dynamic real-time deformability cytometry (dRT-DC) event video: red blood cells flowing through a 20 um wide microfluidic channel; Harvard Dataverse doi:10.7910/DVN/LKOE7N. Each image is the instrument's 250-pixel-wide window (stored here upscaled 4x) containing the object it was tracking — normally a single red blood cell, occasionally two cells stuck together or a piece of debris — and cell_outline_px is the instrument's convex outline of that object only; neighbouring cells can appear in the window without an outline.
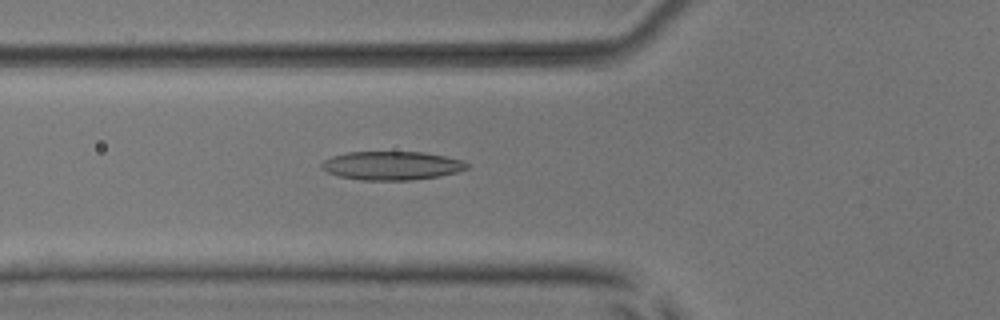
{"species": "common noctule bat (a hibernating species)", "species_latin": "Nyctalus noctula", "temperature_condition": "room temperature", "stored_images_in_passage": 53, "camera_frame_rate_fps": 3000, "um_per_image_px": 0.085, "animal": {"sex": "male", "body_mass_g": 17.9, "forearm_length_mm": 54.2}, "frame": {"image": 1, "passage_image": 20, "time_ms": 6.333, "image_size_px": [1000, 320], "cell_outline_px": [[468, 168], [456, 172], [440, 176], [408, 180], [360, 180], [340, 176], [328, 172], [320, 168], [320, 164], [324, 160], [332, 156], [348, 152], [424, 152], [464, 160], [468, 164]], "centroid_in_image_um": [33.29, 14.07], "position_along_channel_um": 92.5, "area_um2": 24.22}}
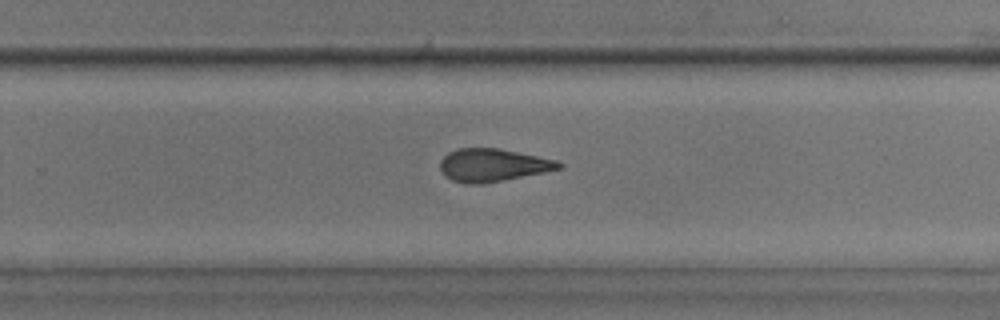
{"frame": {"image": 2, "passage_image": 35, "time_ms": 11.333, "image_size_px": [1000, 320], "cell_outline_px": [[564, 164], [560, 168], [544, 172], [484, 184], [468, 184], [452, 180], [444, 176], [440, 168], [440, 160], [448, 152], [456, 148], [496, 148], [556, 160]], "centroid_in_image_um": [41.83, 14.04], "position_along_channel_um": 288.0, "area_um2": 22.6}}
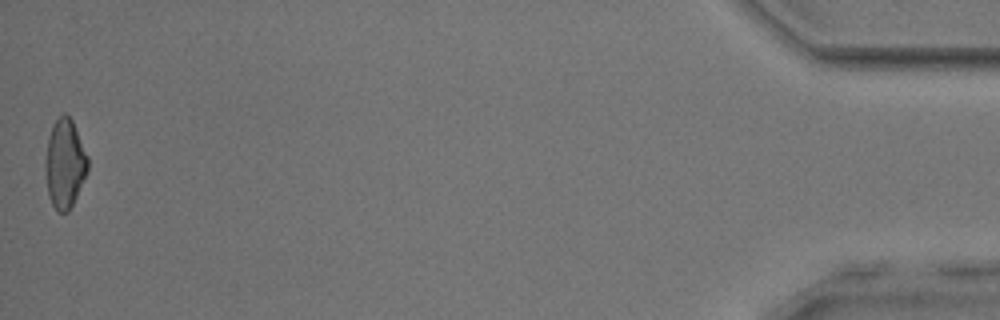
{"frame": {"image": 3, "passage_image": 53, "time_ms": 17.333, "image_size_px": [1000, 320], "cell_outline_px": [[88, 172], [68, 212], [56, 212], [48, 196], [44, 168], [44, 164], [48, 136], [52, 124], [64, 112], [72, 120], [88, 156]], "centroid_in_image_um": [5.49, 13.92], "position_along_channel_um": 429.7, "area_um2": 22.2}, "authors_computed_cell_mechanics": {"area_um2": 23.5824, "velocity_mm_per_s": 3.9165, "shape_relaxation_time_tau1_ms": 4.4613, "shape_relaxation_time_tau2_ms": 3.2554, "deformation_change_tau1": 0.1607, "deformation_change_tau2": 0.1158}}